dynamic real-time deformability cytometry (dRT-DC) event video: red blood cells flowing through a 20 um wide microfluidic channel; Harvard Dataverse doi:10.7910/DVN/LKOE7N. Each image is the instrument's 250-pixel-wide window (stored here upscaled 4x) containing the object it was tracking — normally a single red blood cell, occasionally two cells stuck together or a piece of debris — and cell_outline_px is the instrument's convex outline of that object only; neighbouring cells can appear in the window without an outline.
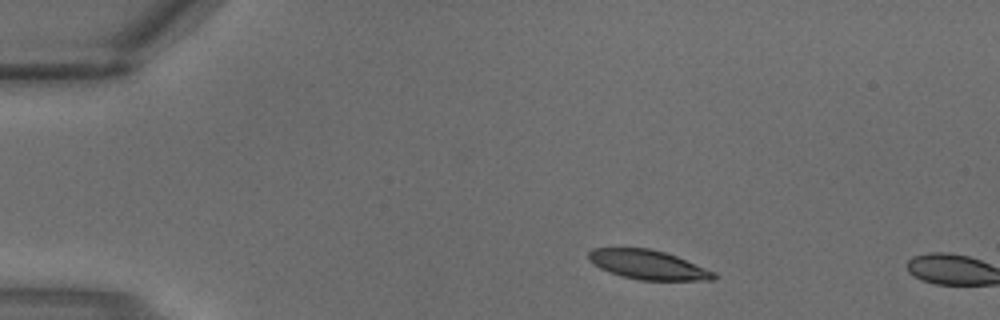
{"species": "common noctule bat (a hibernating species)", "species_latin": "Nyctalus noctula", "temperature_condition": "warm", "stored_images_in_passage": 2, "camera_frame_rate_fps": 3000, "um_per_image_px": 0.085, "animal": {"sex": "male", "body_mass_g": 18.8}, "frame": {"image": 1, "passage_image": 1, "time_ms": 0.0, "image_size_px": [1000, 320], "cell_outline_px": [[716, 280], [640, 280], [620, 276], [600, 268], [588, 260], [588, 252], [592, 248], [648, 248], [664, 252], [676, 256], [716, 272]], "centroid_in_image_um": [55.07, 22.5], "position_along_channel_um": 29.9, "area_um2": 21.33}}